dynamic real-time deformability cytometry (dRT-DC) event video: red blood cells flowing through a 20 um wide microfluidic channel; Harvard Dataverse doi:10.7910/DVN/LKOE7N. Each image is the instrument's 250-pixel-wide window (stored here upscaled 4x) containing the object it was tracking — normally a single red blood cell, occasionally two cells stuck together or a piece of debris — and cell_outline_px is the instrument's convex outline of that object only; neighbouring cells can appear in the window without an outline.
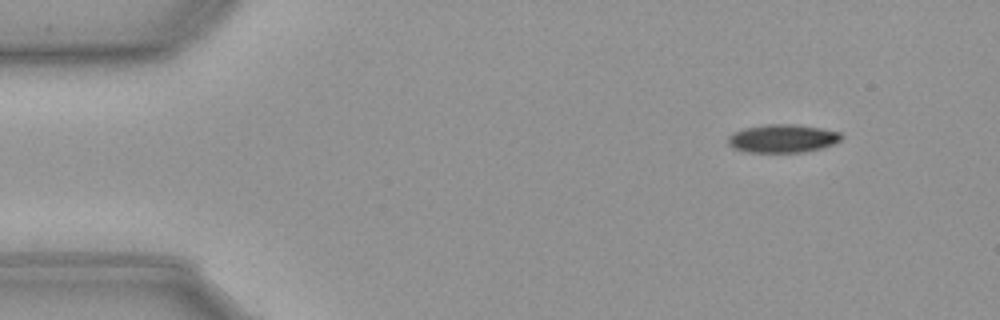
{"species": "common noctule bat (a hibernating species)", "species_latin": "Nyctalus noctula", "temperature_condition": "cold", "stored_images_in_passage": 51, "camera_frame_rate_fps": 3000, "um_per_image_px": 0.085, "animal": {"sex": "male", "body_mass_g": 23.1, "forearm_length_mm": 52.7}, "frame": {"image": 1, "passage_image": 1, "time_ms": 0.0, "image_size_px": [1000, 320], "cell_outline_px": [[844, 136], [840, 140], [832, 144], [820, 148], [804, 152], [748, 152], [732, 148], [728, 144], [728, 136], [732, 132], [744, 128], [768, 124], [796, 124], [820, 128], [840, 132]], "centroid_in_image_um": [66.49, 11.76], "position_along_channel_um": 18.5, "area_um2": 18.67}}
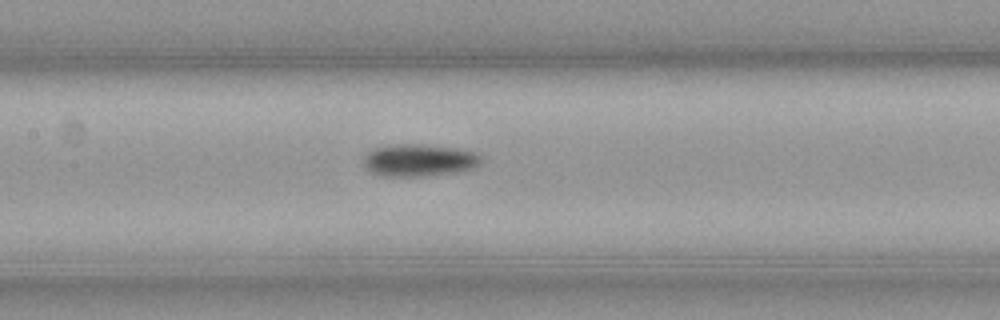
{"frame": {"image": 2, "passage_image": 21, "time_ms": 6.667, "image_size_px": [1000, 320], "cell_outline_px": [[480, 160], [472, 168], [456, 172], [424, 176], [380, 176], [364, 168], [364, 156], [372, 148], [388, 144], [420, 144], [456, 148], [472, 152], [480, 156]], "centroid_in_image_um": [35.52, 13.61], "position_along_channel_um": 171.9, "area_um2": 22.02}}
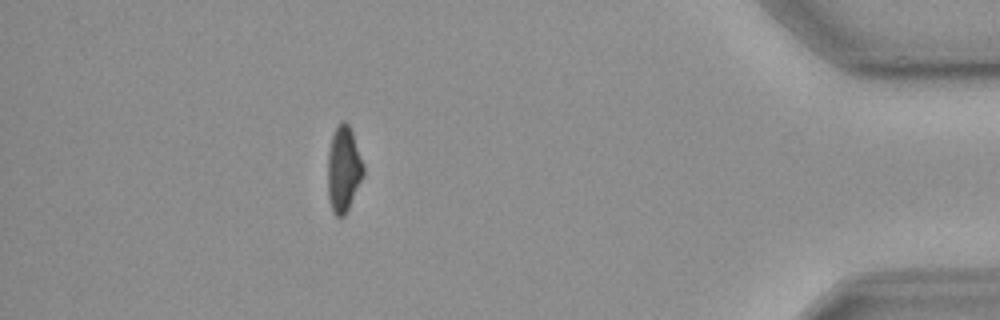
{"frame": {"image": 3, "passage_image": 45, "time_ms": 14.667, "image_size_px": [1000, 320], "cell_outline_px": [[364, 176], [344, 216], [336, 216], [332, 212], [328, 196], [328, 152], [332, 136], [340, 120], [344, 120], [348, 124], [352, 132], [364, 164]], "centroid_in_image_um": [29.21, 14.37], "position_along_channel_um": 406.0, "area_um2": 17.8}, "authors_computed_cell_mechanics": {"area_um2": 19.5942, "velocity_mm_per_s": 3.6117, "shape_relaxation_time_tau1_ms": 4.8366, "shape_relaxation_time_tau2_ms": null, "deformation_change_tau1": 0.1439, "deformation_change_tau2": null}}